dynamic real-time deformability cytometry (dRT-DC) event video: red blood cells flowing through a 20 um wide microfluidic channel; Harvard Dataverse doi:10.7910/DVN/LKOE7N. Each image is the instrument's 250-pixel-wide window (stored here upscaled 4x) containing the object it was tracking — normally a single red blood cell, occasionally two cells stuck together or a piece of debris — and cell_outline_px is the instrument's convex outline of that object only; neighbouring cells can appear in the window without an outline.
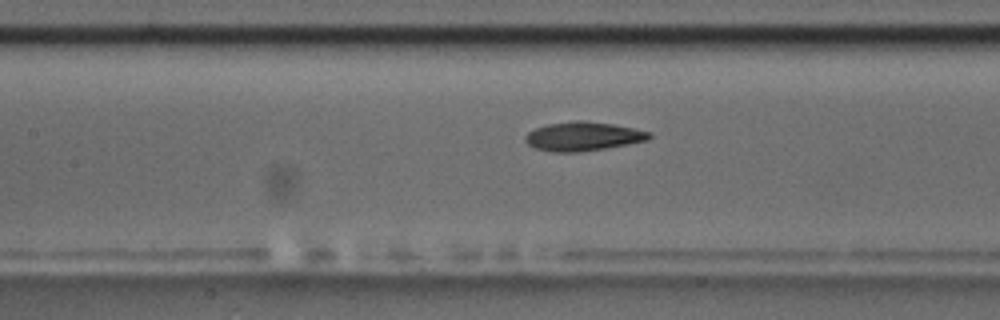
{"species": "common noctule bat (a hibernating species)", "species_latin": "Nyctalus noctula", "temperature_condition": "room temperature", "stored_images_in_passage": 42, "camera_frame_rate_fps": 3000, "um_per_image_px": 0.085, "animal": {"sex": "male", "body_mass_g": 17.5, "forearm_length_mm": 52.3}, "frame": {"image": 1, "passage_image": 15, "time_ms": 4.667, "image_size_px": [1000, 320], "cell_outline_px": [[652, 136], [648, 140], [628, 144], [580, 152], [552, 152], [536, 148], [528, 144], [524, 140], [524, 136], [528, 132], [536, 128], [548, 124], [576, 120], [584, 120], [612, 124], [652, 132]], "centroid_in_image_um": [49.55, 11.59], "position_along_channel_um": 157.8, "area_um2": 20.87}}
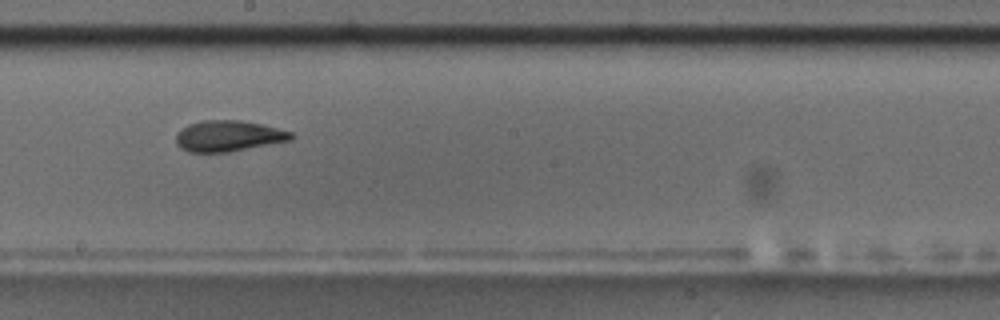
{"frame": {"image": 2, "passage_image": 21, "time_ms": 6.667, "image_size_px": [1000, 320], "cell_outline_px": [[296, 136], [292, 140], [228, 152], [188, 152], [180, 148], [176, 144], [176, 136], [180, 128], [188, 124], [200, 120], [240, 120], [260, 124], [292, 132]], "centroid_in_image_um": [19.39, 11.56], "position_along_channel_um": 228.8, "area_um2": 20.87}}
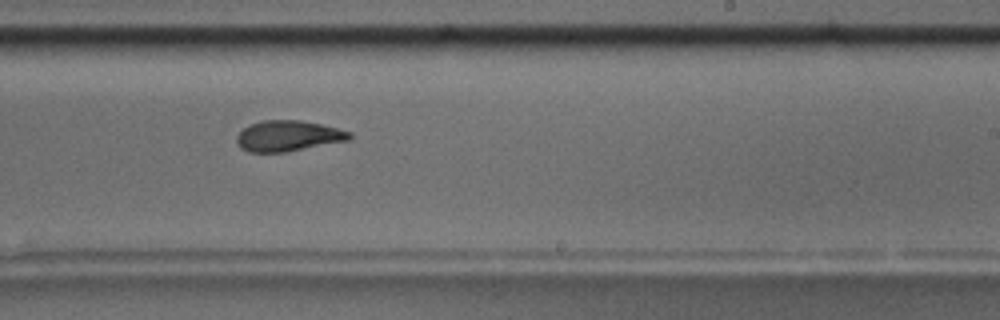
{"frame": {"image": 3, "passage_image": 24, "time_ms": 7.667, "image_size_px": [1000, 320], "cell_outline_px": [[352, 136], [348, 140], [284, 152], [248, 152], [240, 148], [236, 140], [236, 136], [248, 124], [264, 120], [300, 120], [320, 124], [352, 132]], "centroid_in_image_um": [24.45, 11.55], "position_along_channel_um": 264.5, "area_um2": 20.06}, "authors_computed_cell_mechanics": {"area_um2": 20.4901, "velocity_mm_per_s": 3.5757, "shape_relaxation_time_tau1_ms": 6.194, "shape_relaxation_time_tau2_ms": 2.5774, "deformation_change_tau1": 0.2009, "deformation_change_tau2": 0.1048}}